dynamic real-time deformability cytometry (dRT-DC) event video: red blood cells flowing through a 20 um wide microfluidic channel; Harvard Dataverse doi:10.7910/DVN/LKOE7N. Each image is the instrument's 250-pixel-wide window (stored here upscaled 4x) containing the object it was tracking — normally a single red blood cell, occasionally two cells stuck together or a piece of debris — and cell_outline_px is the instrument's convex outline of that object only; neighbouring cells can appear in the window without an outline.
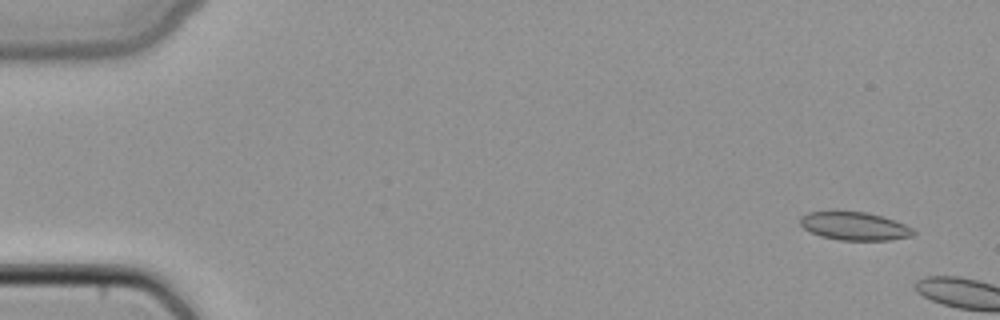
{"species": "common noctule bat (a hibernating species)", "species_latin": "Nyctalus noctula", "temperature_condition": "cold", "stored_images_in_passage": 4, "camera_frame_rate_fps": 3000, "um_per_image_px": 0.085, "animal": {"sex": "female", "body_mass_g": 22.7, "forearm_length_mm": 54.2}, "frame": {"image": 1, "passage_image": 1, "time_ms": 0.0, "image_size_px": [1000, 320], "cell_outline_px": [[916, 232], [912, 236], [888, 240], [840, 240], [820, 236], [804, 228], [800, 224], [800, 216], [808, 212], [864, 212], [880, 216], [904, 224], [912, 228]], "centroid_in_image_um": [72.62, 19.23], "position_along_channel_um": 12.4, "area_um2": 18.26}}